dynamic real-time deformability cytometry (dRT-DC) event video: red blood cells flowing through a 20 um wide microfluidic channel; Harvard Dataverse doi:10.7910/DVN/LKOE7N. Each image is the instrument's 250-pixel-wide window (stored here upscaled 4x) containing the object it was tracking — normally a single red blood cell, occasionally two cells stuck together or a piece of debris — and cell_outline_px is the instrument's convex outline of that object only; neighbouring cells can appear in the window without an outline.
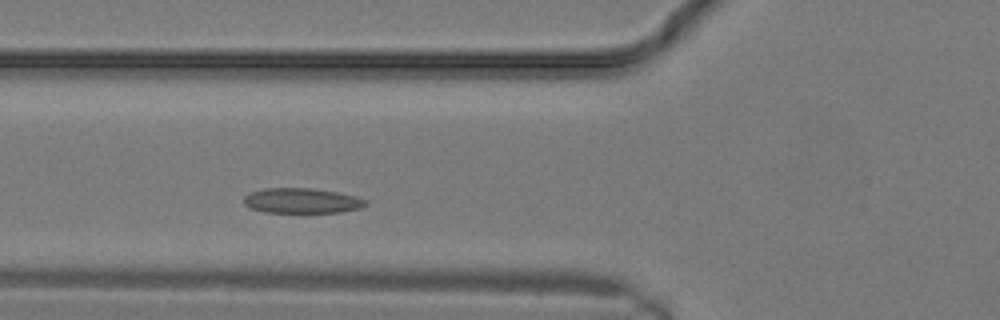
{"species": "common noctule bat (a hibernating species)", "species_latin": "Nyctalus noctula", "temperature_condition": "warm", "stored_images_in_passage": 5, "camera_frame_rate_fps": 3000, "um_per_image_px": 0.085, "animal": {"sex": "male", "body_mass_g": 19.2, "forearm_length_mm": 51.8}, "frame": {"image": 1, "passage_image": 5, "time_ms": 1.333, "image_size_px": [1000, 320], "cell_outline_px": [[368, 204], [360, 208], [340, 212], [264, 212], [252, 208], [244, 204], [244, 196], [248, 192], [264, 188], [312, 188], [336, 192], [356, 196], [368, 200]], "centroid_in_image_um": [25.66, 17.05], "position_along_channel_um": 100.1, "area_um2": 17.86}}